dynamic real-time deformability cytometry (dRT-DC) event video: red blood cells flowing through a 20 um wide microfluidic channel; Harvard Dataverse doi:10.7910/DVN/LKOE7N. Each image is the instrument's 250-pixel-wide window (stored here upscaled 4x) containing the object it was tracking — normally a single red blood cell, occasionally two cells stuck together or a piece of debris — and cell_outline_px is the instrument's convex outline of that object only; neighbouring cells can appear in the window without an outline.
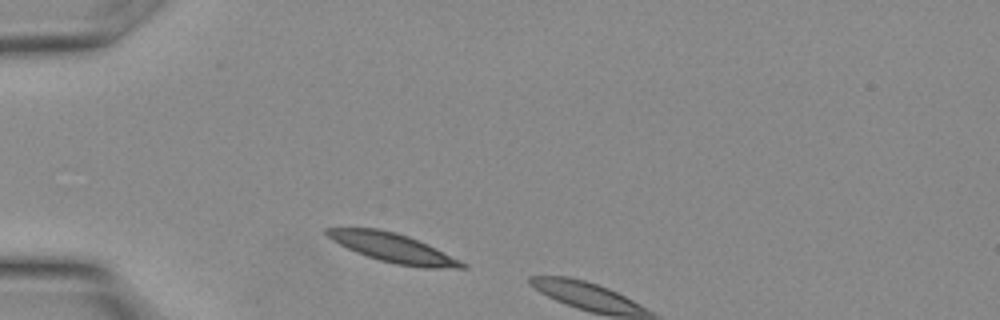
{"species": "Egyptian fruit bat (a non-hibernating species)", "species_latin": "Rousettus aegyptiacus", "temperature_condition": "warm", "stored_images_in_passage": 2, "camera_frame_rate_fps": 3000, "um_per_image_px": 0.085, "animal": {"sex": "female"}, "frame": {"image": 1, "passage_image": 1, "time_ms": 0.0, "image_size_px": [1000, 320], "cell_outline_px": [[468, 268], [424, 268], [396, 264], [380, 260], [356, 252], [332, 240], [324, 232], [324, 228], [376, 228], [396, 232], [408, 236], [428, 244], [468, 264]], "centroid_in_image_um": [33.44, 21.07], "position_along_channel_um": 51.6, "area_um2": 22.72}}